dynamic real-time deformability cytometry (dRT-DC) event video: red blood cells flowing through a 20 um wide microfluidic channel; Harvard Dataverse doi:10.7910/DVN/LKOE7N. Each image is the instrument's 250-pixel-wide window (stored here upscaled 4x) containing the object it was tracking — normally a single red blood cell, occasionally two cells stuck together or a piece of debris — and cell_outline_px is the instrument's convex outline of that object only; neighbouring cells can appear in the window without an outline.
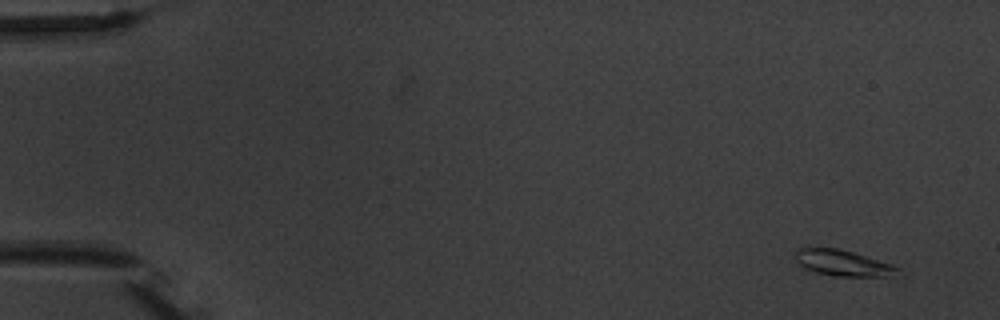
{"species": "common noctule bat (a hibernating species)", "species_latin": "Nyctalus noctula", "temperature_condition": "warm", "stored_images_in_passage": 5, "camera_frame_rate_fps": 3000, "um_per_image_px": 0.085, "animal": {"sex": "male", "body_mass_g": 20.1, "forearm_length_mm": 53.5}, "frame": {"image": 1, "passage_image": 1, "time_ms": 0.0, "image_size_px": [1000, 320], "cell_outline_px": [[904, 276], [832, 276], [816, 272], [804, 268], [792, 256], [796, 248], [840, 248], [892, 264], [900, 268]], "centroid_in_image_um": [71.69, 22.36], "position_along_channel_um": 13.3, "area_um2": 15.84}}